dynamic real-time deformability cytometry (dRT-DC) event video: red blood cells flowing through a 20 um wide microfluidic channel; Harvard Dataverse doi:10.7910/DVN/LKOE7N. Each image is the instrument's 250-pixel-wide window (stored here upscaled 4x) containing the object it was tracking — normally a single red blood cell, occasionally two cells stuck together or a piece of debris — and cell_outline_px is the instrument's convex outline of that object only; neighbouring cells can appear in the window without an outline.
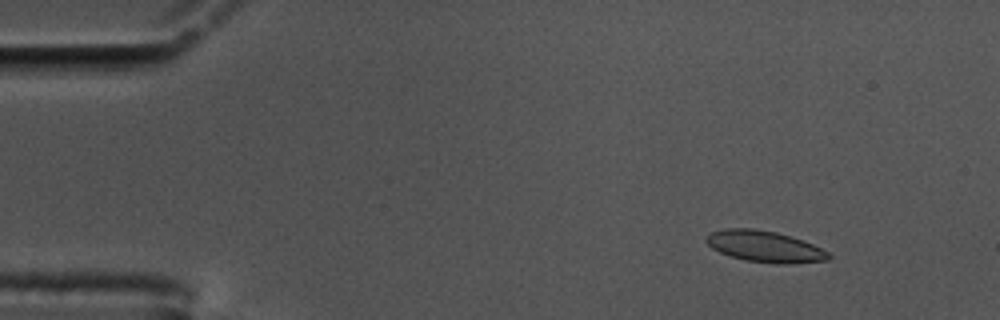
{"species": "common noctule bat (a hibernating species)", "species_latin": "Nyctalus noctula", "temperature_condition": "cold", "stored_images_in_passage": 53, "camera_frame_rate_fps": 3000, "um_per_image_px": 0.085, "animal": {"sex": "male", "body_mass_g": 17.5, "forearm_length_mm": 52.3}, "frame": {"image": 1, "passage_image": 2, "time_ms": 0.333, "image_size_px": [1000, 320], "cell_outline_px": [[832, 256], [828, 260], [784, 264], [780, 264], [744, 260], [720, 252], [712, 248], [704, 240], [704, 236], [712, 232], [724, 228], [752, 228], [776, 232], [812, 244], [828, 252]], "centroid_in_image_um": [64.96, 20.95], "position_along_channel_um": 20.0, "area_um2": 22.08}}
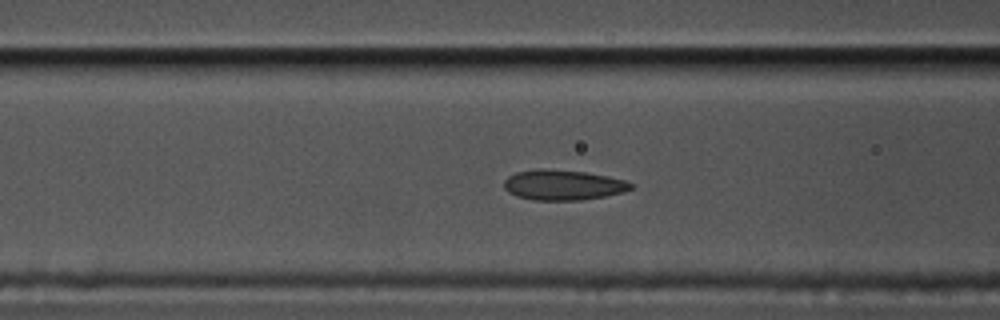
{"frame": {"image": 2, "passage_image": 18, "time_ms": 5.667, "image_size_px": [1000, 320], "cell_outline_px": [[632, 188], [624, 192], [604, 196], [580, 200], [536, 200], [516, 196], [508, 192], [504, 188], [504, 180], [508, 176], [516, 172], [536, 168], [544, 168], [584, 172], [608, 176], [624, 180], [632, 184]], "centroid_in_image_um": [47.82, 15.71], "position_along_channel_um": 118.8, "area_um2": 22.37}}
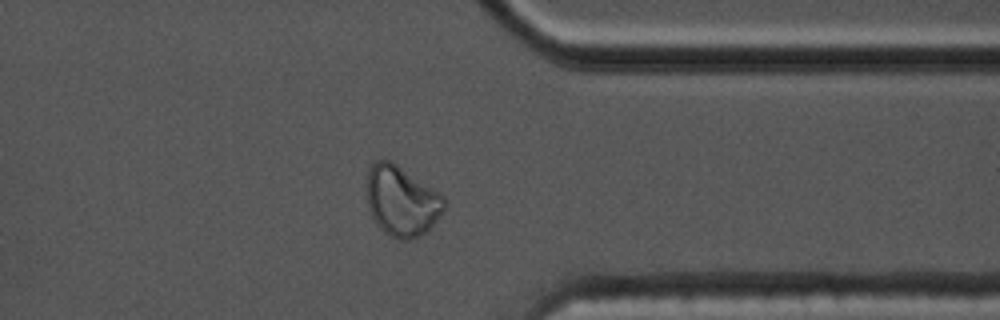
{"frame": {"image": 3, "passage_image": 41, "time_ms": 13.333, "image_size_px": [1000, 320], "cell_outline_px": [[448, 204], [428, 232], [420, 236], [408, 240], [400, 240], [384, 232], [376, 224], [368, 208], [364, 192], [368, 168], [376, 160], [392, 160], [444, 196]], "centroid_in_image_um": [34.11, 17.08], "position_along_channel_um": 377.3, "area_um2": 32.43}, "authors_computed_cell_mechanics": {"area_um2": 22.3108, "velocity_mm_per_s": 3.4408, "shape_relaxation_time_tau1_ms": null, "shape_relaxation_time_tau2_ms": 1.5891, "deformation_change_tau1": null, "deformation_change_tau2": 0.0719}}